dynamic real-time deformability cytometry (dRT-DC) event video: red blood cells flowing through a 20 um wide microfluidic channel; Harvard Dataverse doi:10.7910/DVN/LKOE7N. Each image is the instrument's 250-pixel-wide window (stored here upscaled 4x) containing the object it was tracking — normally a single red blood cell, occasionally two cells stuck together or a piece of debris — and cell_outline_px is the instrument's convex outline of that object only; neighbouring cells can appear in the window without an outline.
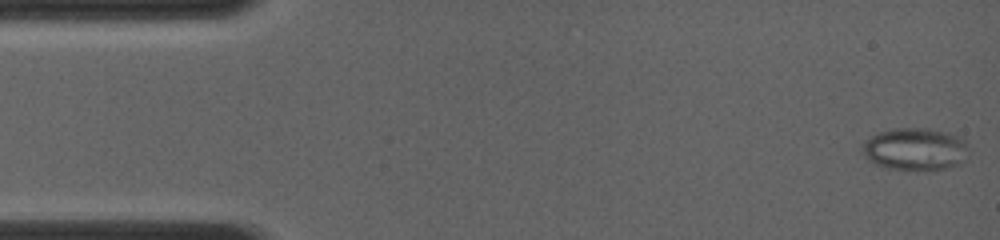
{"species": "common noctule bat (a hibernating species)", "species_latin": "Nyctalus noctula", "temperature_condition": "room temperature", "stored_images_in_passage": 10, "camera_frame_rate_fps": 4000, "um_per_image_px": 0.085, "animal": {"sex": "female", "body_mass_g": 19.0, "forearm_length_mm": 56.7}, "frame": {"image": 1, "passage_image": 1, "time_ms": 0.0, "image_size_px": [1000, 240], "cell_outline_px": [[968, 148], [964, 160], [960, 164], [932, 172], [888, 168], [876, 164], [868, 160], [864, 152], [864, 144], [872, 136], [880, 132], [892, 128], [928, 128], [944, 132], [956, 136], [964, 140]], "centroid_in_image_um": [77.82, 12.7], "position_along_channel_um": 7.2, "area_um2": 26.24}}
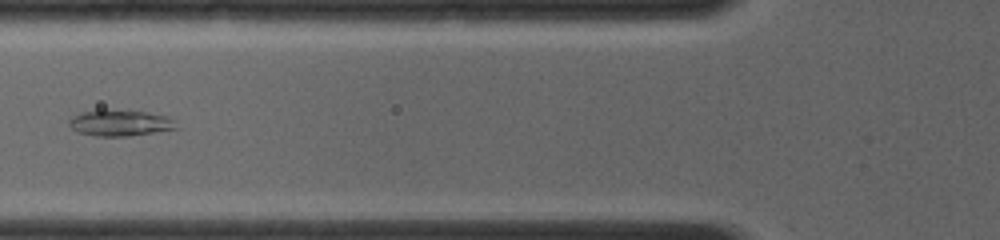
{"frame": {"image": 2, "passage_image": 9, "time_ms": 5.25, "image_size_px": [1000, 240], "cell_outline_px": [[176, 128], [128, 136], [96, 136], [80, 132], [72, 128], [68, 124], [68, 120], [72, 116], [80, 112], [144, 112], [168, 116], [172, 120]], "centroid_in_image_um": [10.16, 10.48], "position_along_channel_um": 115.6, "area_um2": 15.32}}
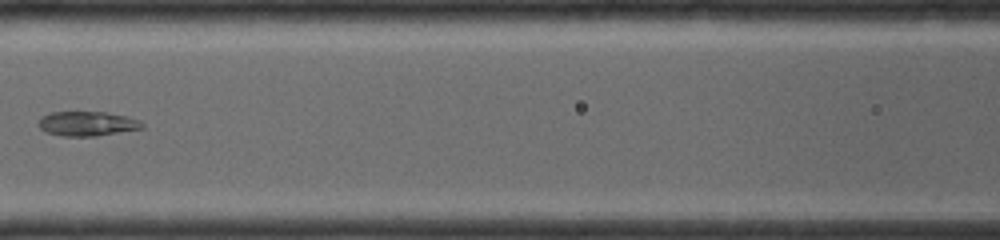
{"frame": {"image": 3, "passage_image": 10, "time_ms": 6.25, "image_size_px": [1000, 240], "cell_outline_px": [[144, 128], [96, 136], [60, 136], [44, 132], [36, 124], [40, 116], [52, 112], [104, 112], [128, 116], [140, 120], [144, 124]], "centroid_in_image_um": [7.38, 10.51], "position_along_channel_um": 159.2, "area_um2": 15.09}}